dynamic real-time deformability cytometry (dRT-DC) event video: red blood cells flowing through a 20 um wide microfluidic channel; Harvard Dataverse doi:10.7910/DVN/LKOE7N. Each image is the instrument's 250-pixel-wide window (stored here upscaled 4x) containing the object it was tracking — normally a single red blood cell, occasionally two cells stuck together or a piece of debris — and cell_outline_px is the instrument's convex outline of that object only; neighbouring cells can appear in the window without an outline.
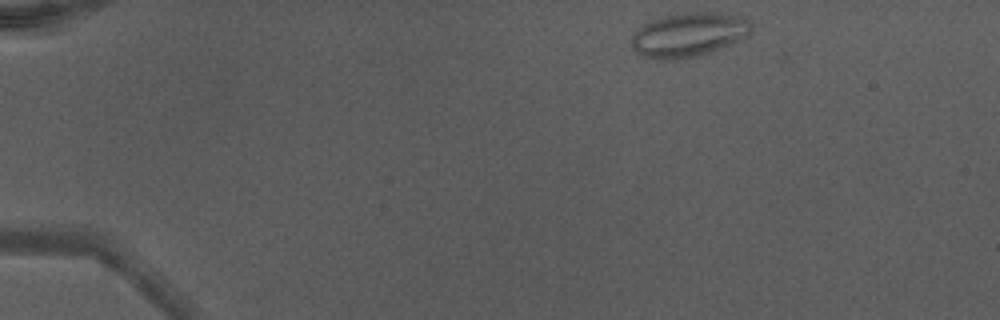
{"species": "Egyptian fruit bat (a non-hibernating species)", "species_latin": "Rousettus aegyptiacus", "temperature_condition": "warm", "stored_images_in_passage": 42, "camera_frame_rate_fps": 3000, "um_per_image_px": 0.085, "animal": {"sex": "male"}, "frame": {"image": 1, "passage_image": 1, "time_ms": 0.0, "image_size_px": [1000, 320], "cell_outline_px": [[752, 28], [748, 32], [732, 44], [712, 52], [696, 56], [676, 60], [660, 60], [640, 56], [632, 48], [632, 36], [644, 24], [652, 20], [664, 16], [684, 12], [720, 12], [744, 16], [752, 24]], "centroid_in_image_um": [58.54, 2.95], "position_along_channel_um": 26.5, "area_um2": 30.98}}
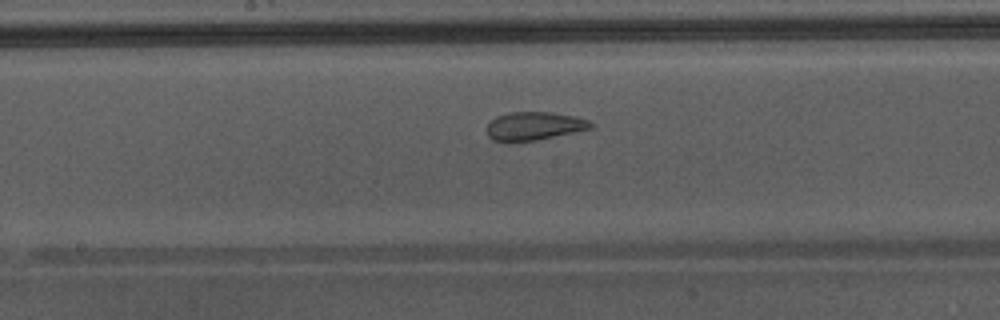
{"frame": {"image": 2, "passage_image": 20, "time_ms": 6.333, "image_size_px": [1000, 320], "cell_outline_px": [[592, 128], [536, 140], [492, 140], [488, 136], [488, 124], [496, 116], [508, 112], [548, 112], [576, 116], [592, 120]], "centroid_in_image_um": [45.44, 10.68], "position_along_channel_um": 202.8, "area_um2": 16.82}}
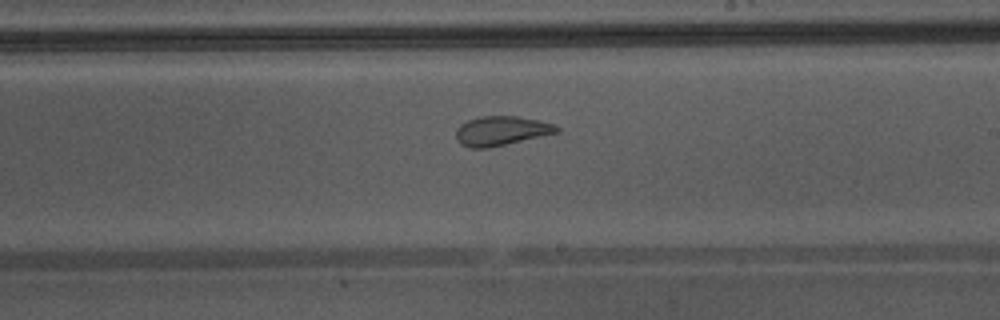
{"frame": {"image": 3, "passage_image": 23, "time_ms": 7.333, "image_size_px": [1000, 320], "cell_outline_px": [[560, 132], [488, 148], [468, 148], [460, 144], [456, 140], [456, 128], [460, 124], [468, 120], [480, 116], [516, 116], [556, 124], [560, 128]], "centroid_in_image_um": [42.59, 11.12], "position_along_channel_um": 246.4, "area_um2": 17.34}}